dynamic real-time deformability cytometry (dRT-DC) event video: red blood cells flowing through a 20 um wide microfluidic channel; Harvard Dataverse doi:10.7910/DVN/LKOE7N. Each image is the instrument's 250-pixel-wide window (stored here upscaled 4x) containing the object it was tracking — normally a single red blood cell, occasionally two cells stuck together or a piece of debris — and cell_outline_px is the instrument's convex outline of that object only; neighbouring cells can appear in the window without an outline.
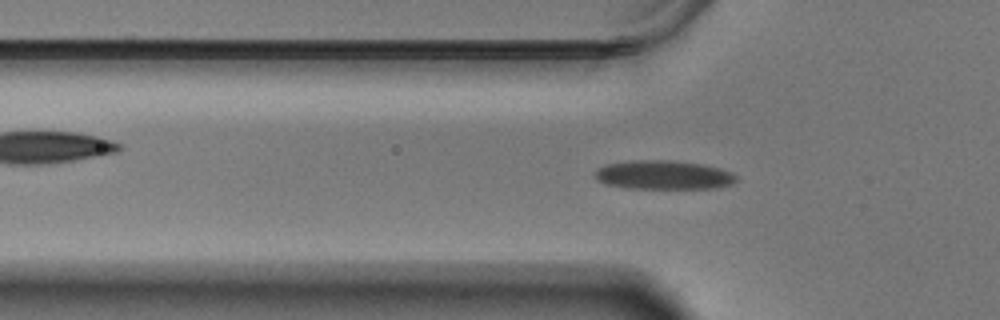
{"species": "Egyptian fruit bat (a non-hibernating species)", "species_latin": "Rousettus aegyptiacus", "temperature_condition": "warm", "stored_images_in_passage": 58, "camera_frame_rate_fps": 3000, "um_per_image_px": 0.085, "animal": {"sex": "male"}, "frame": {"image": 1, "passage_image": 18, "time_ms": 5.667, "image_size_px": [1000, 320], "cell_outline_px": [[736, 180], [732, 184], [716, 188], [624, 188], [604, 184], [596, 180], [596, 168], [608, 164], [632, 160], [668, 160], [704, 164], [720, 168], [732, 172], [736, 176]], "centroid_in_image_um": [56.39, 14.87], "position_along_channel_um": 69.4, "area_um2": 23.93}}
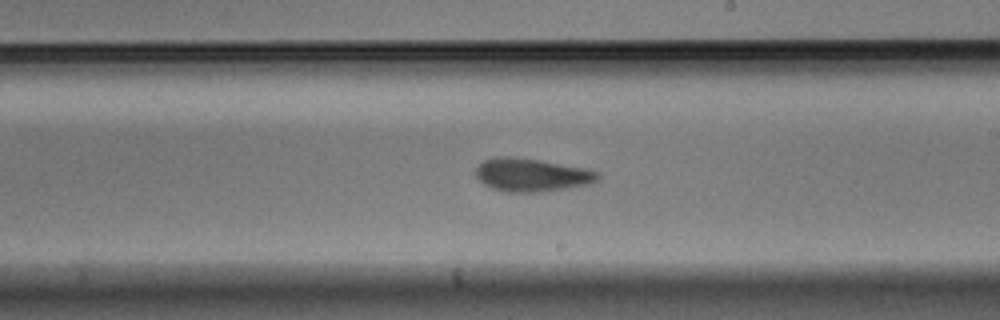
{"frame": {"image": 2, "passage_image": 33, "time_ms": 10.667, "image_size_px": [1000, 320], "cell_outline_px": [[600, 176], [596, 180], [588, 184], [540, 192], [508, 192], [492, 188], [484, 184], [476, 176], [476, 168], [484, 160], [496, 156], [512, 156], [540, 160], [584, 168], [600, 172]], "centroid_in_image_um": [45.17, 14.86], "position_along_channel_um": 243.8, "area_um2": 23.41}}
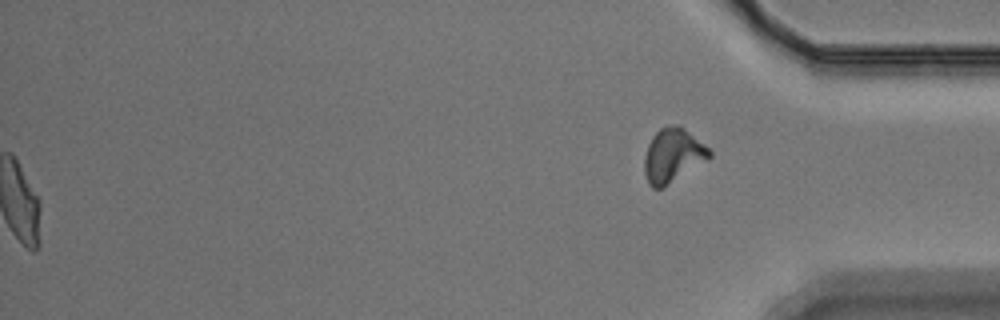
{"frame": {"image": 3, "passage_image": 58, "time_ms": 19.0, "image_size_px": [1000, 320], "cell_outline_px": [[712, 156], [708, 160], [664, 188], [652, 188], [648, 184], [644, 172], [644, 156], [648, 144], [652, 136], [660, 128], [668, 124], [680, 124], [704, 144], [712, 152]], "centroid_in_image_um": [57.19, 13.21], "position_along_channel_um": 378.0, "area_um2": 20.87}, "authors_computed_cell_mechanics": {"area_um2": 23.0911, "velocity_mm_per_s": 3.4775, "shape_relaxation_time_tau1_ms": 7.127, "shape_relaxation_time_tau2_ms": 1.0049, "deformation_change_tau1": 0.1478, "deformation_change_tau2": 0.0507}}